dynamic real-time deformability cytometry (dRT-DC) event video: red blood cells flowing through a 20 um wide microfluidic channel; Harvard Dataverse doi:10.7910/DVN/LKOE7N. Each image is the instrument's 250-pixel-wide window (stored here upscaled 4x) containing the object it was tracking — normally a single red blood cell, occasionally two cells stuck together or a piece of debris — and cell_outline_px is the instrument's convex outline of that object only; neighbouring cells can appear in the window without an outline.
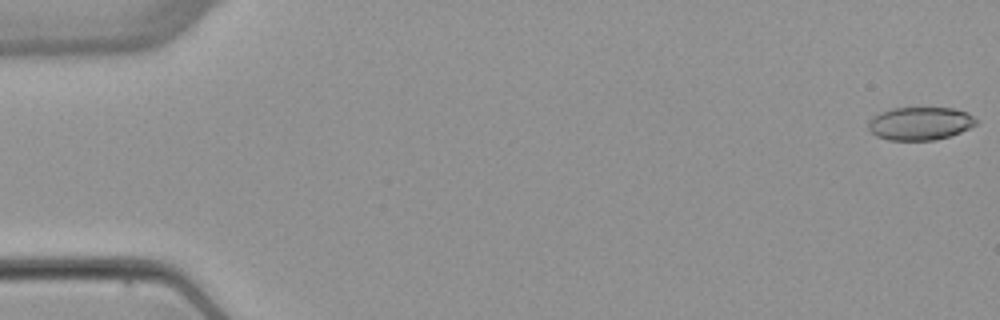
{"species": "common noctule bat (a hibernating species)", "species_latin": "Nyctalus noctula", "temperature_condition": "warm", "stored_images_in_passage": 5, "camera_frame_rate_fps": 3000, "um_per_image_px": 0.085, "animal": {"sex": "female", "body_mass_g": 22.7, "forearm_length_mm": 54.2}, "frame": {"image": 1, "passage_image": 1, "time_ms": 0.0, "image_size_px": [1000, 320], "cell_outline_px": [[980, 120], [976, 124], [960, 132], [936, 140], [888, 140], [876, 136], [868, 128], [868, 124], [872, 116], [880, 112], [892, 108], [952, 108], [968, 112]], "centroid_in_image_um": [78.22, 10.49], "position_along_channel_um": 6.8, "area_um2": 20.87}}
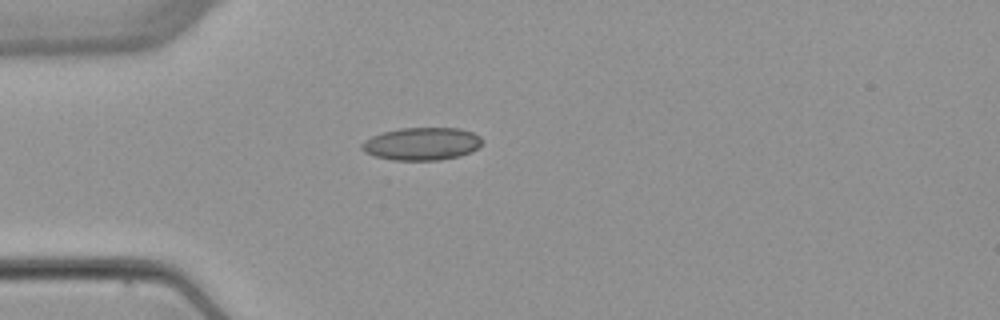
{"frame": {"image": 2, "passage_image": 4, "time_ms": 4.667, "image_size_px": [1000, 320], "cell_outline_px": [[484, 140], [472, 152], [460, 156], [440, 160], [392, 160], [376, 156], [364, 152], [360, 148], [360, 144], [364, 140], [372, 136], [384, 132], [400, 128], [460, 128], [472, 132], [480, 136]], "centroid_in_image_um": [35.85, 12.22], "position_along_channel_um": 49.1, "area_um2": 23.06}}